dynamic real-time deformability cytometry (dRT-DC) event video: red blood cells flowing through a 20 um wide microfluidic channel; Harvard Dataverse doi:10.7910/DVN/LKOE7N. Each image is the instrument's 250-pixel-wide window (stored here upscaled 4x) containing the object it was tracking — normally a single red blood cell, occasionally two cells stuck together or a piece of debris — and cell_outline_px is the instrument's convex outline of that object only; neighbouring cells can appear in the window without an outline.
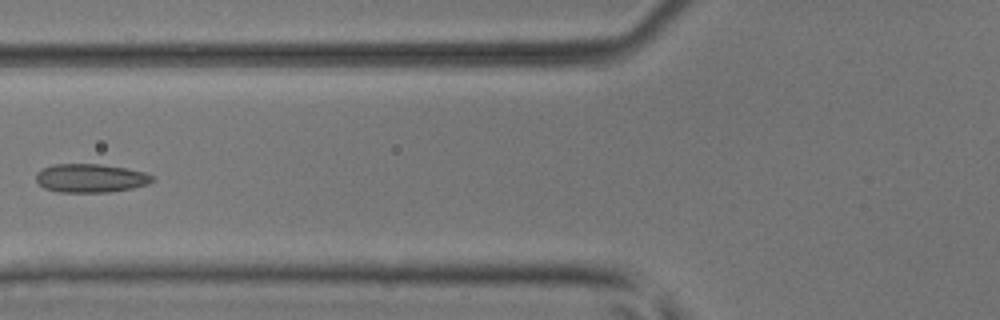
{"species": "common noctule bat (a hibernating species)", "species_latin": "Nyctalus noctula", "temperature_condition": "room temperature", "stored_images_in_passage": 5, "camera_frame_rate_fps": 3000, "um_per_image_px": 0.085, "animal": {"sex": "male", "body_mass_g": 17.9, "forearm_length_mm": 54.2}, "frame": {"image": 1, "passage_image": 5, "time_ms": 1.333, "image_size_px": [1000, 320], "cell_outline_px": [[156, 180], [148, 184], [132, 188], [108, 192], [60, 192], [44, 188], [36, 180], [36, 172], [52, 164], [100, 164], [124, 168], [144, 172], [152, 176]], "centroid_in_image_um": [7.69, 15.14], "position_along_channel_um": 118.1, "area_um2": 19.31}}